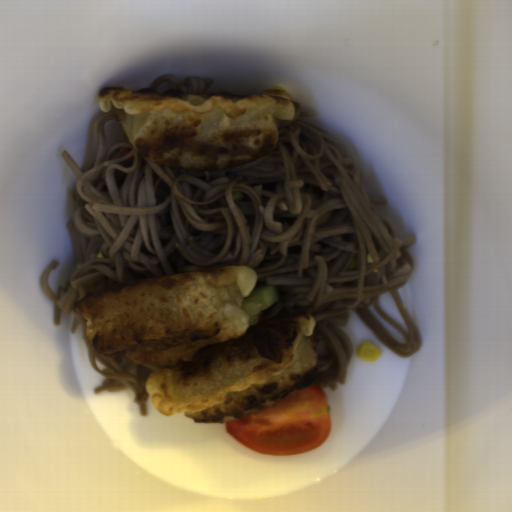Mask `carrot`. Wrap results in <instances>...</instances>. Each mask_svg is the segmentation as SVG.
Masks as SVG:
<instances>
[{
  "instance_id": "b8716197",
  "label": "carrot",
  "mask_w": 512,
  "mask_h": 512,
  "mask_svg": "<svg viewBox=\"0 0 512 512\" xmlns=\"http://www.w3.org/2000/svg\"><path fill=\"white\" fill-rule=\"evenodd\" d=\"M132 149L131 148H125L123 153H122V158L125 157L126 155H128L129 153H131Z\"/></svg>"
}]
</instances>
